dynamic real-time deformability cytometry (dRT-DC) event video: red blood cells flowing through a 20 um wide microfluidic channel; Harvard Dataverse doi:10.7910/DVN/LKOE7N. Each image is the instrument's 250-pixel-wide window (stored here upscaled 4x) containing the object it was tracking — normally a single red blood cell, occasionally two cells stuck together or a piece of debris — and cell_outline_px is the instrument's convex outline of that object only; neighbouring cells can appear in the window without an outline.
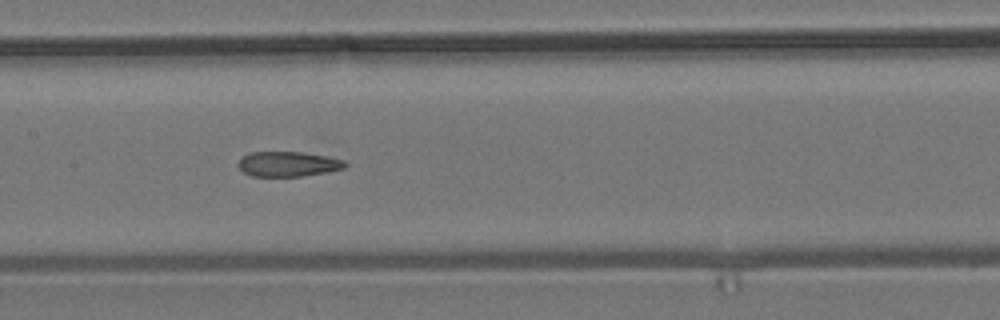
{"species": "common noctule bat (a hibernating species)", "species_latin": "Nyctalus noctula", "temperature_condition": "room temperature", "stored_images_in_passage": 9, "camera_frame_rate_fps": 3000, "um_per_image_px": 0.085, "animal": {"sex": "male", "body_mass_g": 19.2, "forearm_length_mm": 51.8}, "frame": {"image": 1, "passage_image": 6, "time_ms": 6.0, "image_size_px": [1000, 320], "cell_outline_px": [[348, 164], [344, 168], [328, 172], [300, 176], [252, 176], [244, 172], [236, 164], [240, 156], [248, 152], [300, 152], [328, 156], [344, 160]], "centroid_in_image_um": [24.46, 13.93], "position_along_channel_um": 182.9, "area_um2": 15.72}}
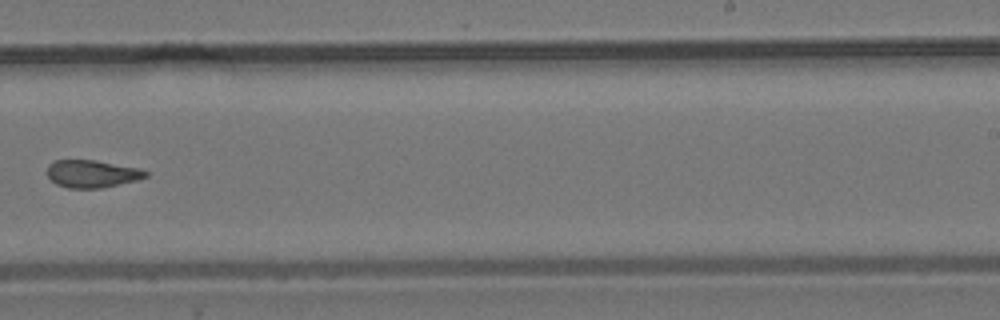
{"frame": {"image": 2, "passage_image": 8, "time_ms": 8.667, "image_size_px": [1000, 320], "cell_outline_px": [[148, 176], [136, 180], [100, 188], [68, 188], [56, 184], [48, 176], [48, 164], [56, 160], [96, 160], [140, 168], [148, 172]], "centroid_in_image_um": [7.83, 14.76], "position_along_channel_um": 281.2, "area_um2": 15.72}}
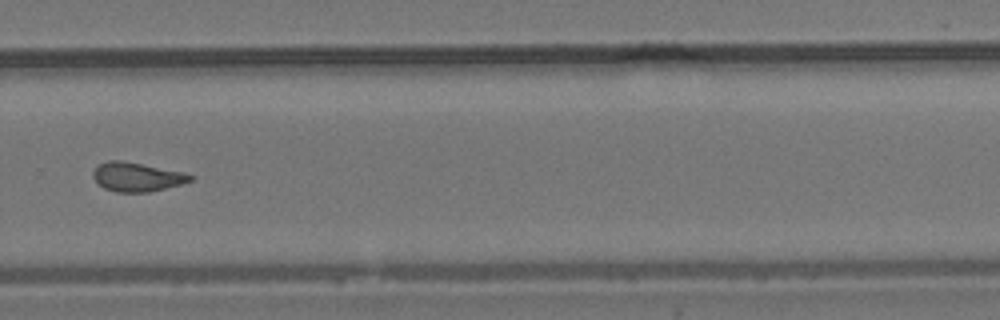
{"frame": {"image": 3, "passage_image": 9, "time_ms": 9.667, "image_size_px": [1000, 320], "cell_outline_px": [[196, 176], [192, 180], [180, 184], [148, 192], [116, 192], [104, 188], [92, 176], [92, 172], [100, 164], [108, 160], [120, 160], [184, 172]], "centroid_in_image_um": [11.64, 15.03], "position_along_channel_um": 318.2, "area_um2": 16.24}}